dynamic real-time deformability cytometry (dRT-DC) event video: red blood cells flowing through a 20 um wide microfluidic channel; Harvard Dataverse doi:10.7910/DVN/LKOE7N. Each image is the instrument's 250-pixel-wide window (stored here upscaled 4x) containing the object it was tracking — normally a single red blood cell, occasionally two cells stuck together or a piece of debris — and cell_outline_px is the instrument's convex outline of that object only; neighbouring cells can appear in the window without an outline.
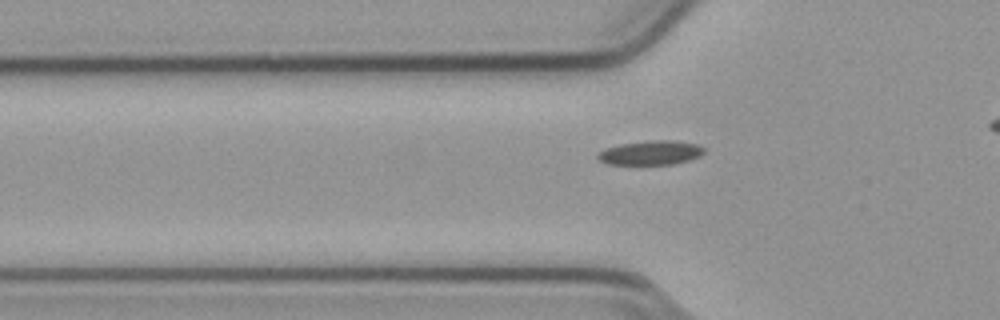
{"species": "common noctule bat (a hibernating species)", "species_latin": "Nyctalus noctula", "temperature_condition": "cold", "stored_images_in_passage": 39, "camera_frame_rate_fps": 3000, "um_per_image_px": 0.085, "animal": {"sex": "male", "body_mass_g": 23.1, "forearm_length_mm": 52.7}, "frame": {"image": 1, "passage_image": 10, "time_ms": 3.0, "image_size_px": [1000, 320], "cell_outline_px": [[704, 152], [700, 156], [688, 160], [672, 164], [608, 164], [600, 160], [596, 156], [604, 148], [620, 144], [656, 140], [668, 140], [696, 144], [704, 148]], "centroid_in_image_um": [55.29, 12.98], "position_along_channel_um": 70.5, "area_um2": 14.74}}
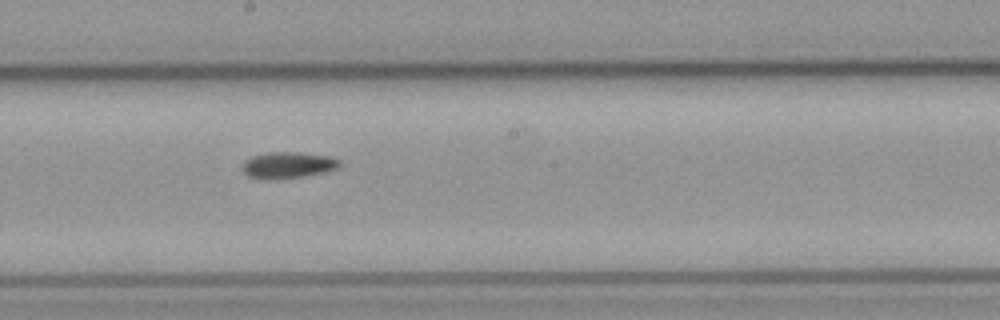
{"frame": {"image": 2, "passage_image": 22, "time_ms": 7.0, "image_size_px": [1000, 320], "cell_outline_px": [[340, 164], [336, 168], [324, 172], [308, 176], [276, 180], [264, 180], [248, 176], [240, 168], [244, 160], [252, 156], [268, 152], [300, 152], [328, 156], [340, 160]], "centroid_in_image_um": [24.41, 14.05], "position_along_channel_um": 223.8, "area_um2": 15.26}}
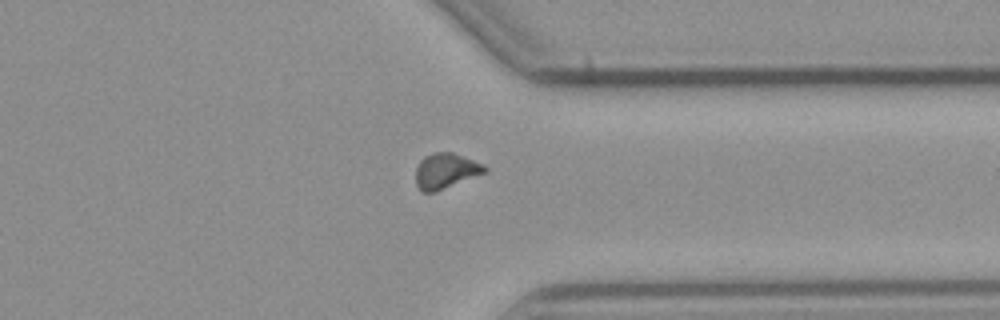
{"frame": {"image": 3, "passage_image": 34, "time_ms": 11.0, "image_size_px": [1000, 320], "cell_outline_px": [[488, 172], [436, 192], [420, 192], [416, 184], [416, 168], [420, 160], [424, 156], [432, 152], [452, 152], [484, 164], [488, 168]], "centroid_in_image_um": [37.9, 14.53], "position_along_channel_um": 373.5, "area_um2": 14.51}}